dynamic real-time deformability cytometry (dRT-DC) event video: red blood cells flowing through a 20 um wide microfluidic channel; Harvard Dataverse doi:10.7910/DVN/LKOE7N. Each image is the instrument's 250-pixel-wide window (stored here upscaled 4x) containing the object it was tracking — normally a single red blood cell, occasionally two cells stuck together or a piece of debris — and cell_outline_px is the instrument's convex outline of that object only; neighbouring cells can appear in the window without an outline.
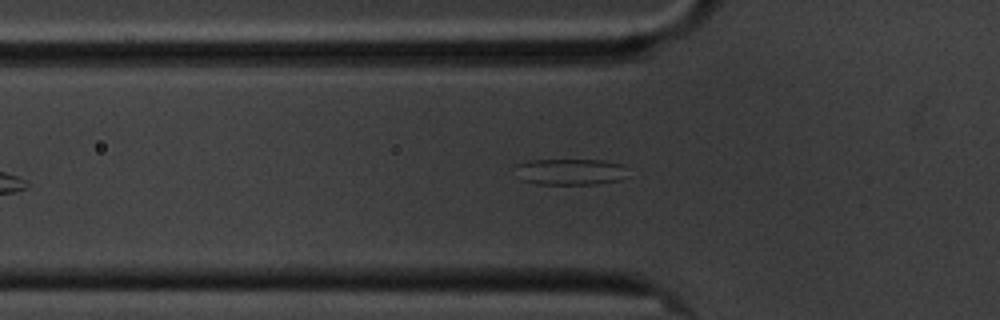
{"species": "common noctule bat (a hibernating species)", "species_latin": "Nyctalus noctula", "temperature_condition": "cold", "stored_images_in_passage": 43, "camera_frame_rate_fps": 3000, "um_per_image_px": 0.085, "animal": {"sex": "male", "body_mass_g": 20.1, "forearm_length_mm": 53.5}, "frame": {"image": 1, "passage_image": 7, "time_ms": 2.0, "image_size_px": [1000, 320], "cell_outline_px": [[628, 176], [620, 180], [596, 184], [536, 184], [520, 180], [516, 176], [516, 164], [528, 160], [604, 160], [624, 164]], "centroid_in_image_um": [48.47, 14.6], "position_along_channel_um": 77.3, "area_um2": 17.57}}
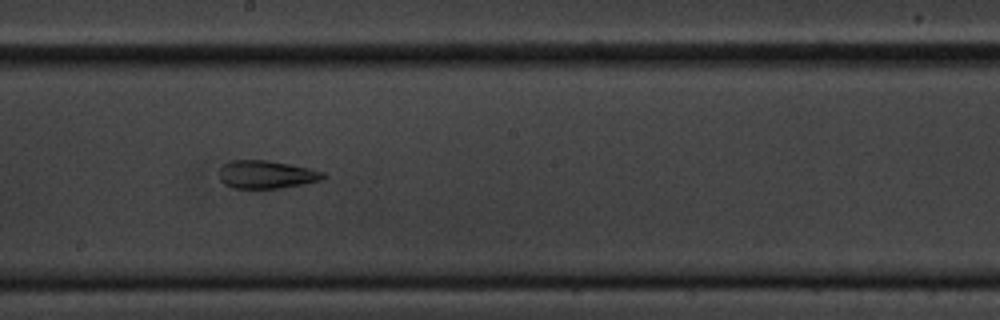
{"frame": {"image": 2, "passage_image": 20, "time_ms": 6.333, "image_size_px": [1000, 320], "cell_outline_px": [[328, 176], [324, 180], [304, 184], [280, 188], [232, 188], [224, 184], [220, 180], [220, 168], [228, 160], [268, 160], [308, 168], [324, 172]], "centroid_in_image_um": [22.66, 14.84], "position_along_channel_um": 225.5, "area_um2": 17.11}}
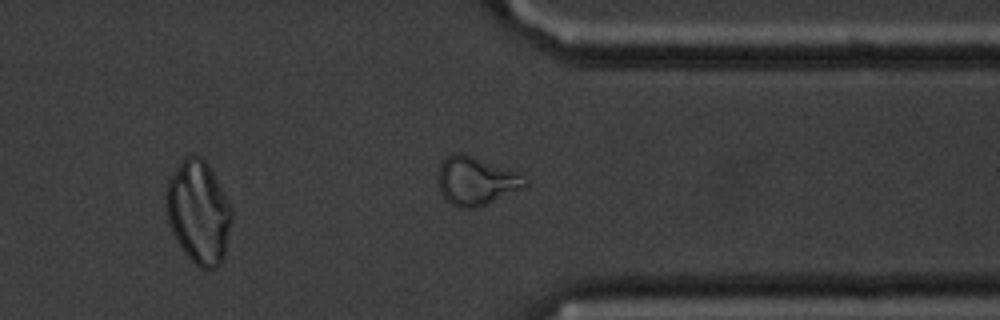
{"frame": {"image": 3, "passage_image": 33, "time_ms": 10.667, "image_size_px": [1000, 320], "cell_outline_px": [[528, 184], [488, 204], [476, 208], [460, 208], [452, 204], [440, 192], [436, 180], [440, 164], [444, 156], [452, 152], [464, 152], [520, 172], [528, 180]], "centroid_in_image_um": [40.43, 15.33], "position_along_channel_um": 371.0, "area_um2": 25.03}}